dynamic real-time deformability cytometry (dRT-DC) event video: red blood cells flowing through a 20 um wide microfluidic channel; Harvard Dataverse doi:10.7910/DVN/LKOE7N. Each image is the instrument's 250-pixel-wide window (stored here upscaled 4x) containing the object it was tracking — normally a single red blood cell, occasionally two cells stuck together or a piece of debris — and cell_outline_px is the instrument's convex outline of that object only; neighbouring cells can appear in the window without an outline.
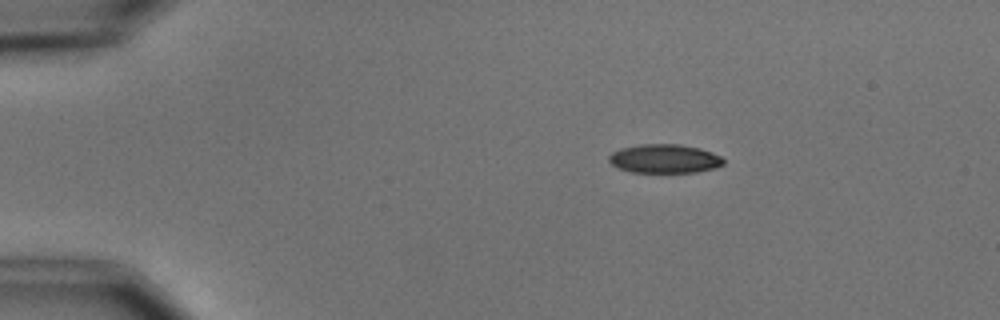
{"species": "common noctule bat (a hibernating species)", "species_latin": "Nyctalus noctula", "temperature_condition": "cold", "stored_images_in_passage": 3, "camera_frame_rate_fps": 3000, "um_per_image_px": 0.085, "animal": {"sex": "male", "body_mass_g": 15.6}, "frame": {"image": 1, "passage_image": 1, "time_ms": 0.0, "image_size_px": [1000, 320], "cell_outline_px": [[724, 164], [716, 168], [696, 172], [632, 172], [620, 168], [612, 164], [608, 160], [608, 156], [612, 152], [620, 148], [640, 144], [680, 144], [700, 148], [712, 152], [720, 156], [724, 160]], "centroid_in_image_um": [56.49, 13.48], "position_along_channel_um": 28.5, "area_um2": 19.31}}